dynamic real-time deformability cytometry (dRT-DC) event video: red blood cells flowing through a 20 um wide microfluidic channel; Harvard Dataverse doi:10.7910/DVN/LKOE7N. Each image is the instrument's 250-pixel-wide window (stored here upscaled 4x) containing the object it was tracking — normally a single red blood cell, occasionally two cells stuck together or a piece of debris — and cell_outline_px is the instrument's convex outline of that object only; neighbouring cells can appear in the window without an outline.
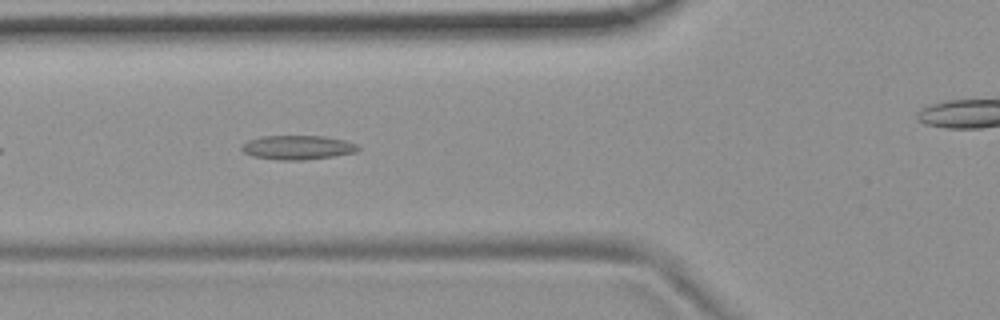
{"species": "common noctule bat (a hibernating species)", "species_latin": "Nyctalus noctula", "temperature_condition": "room temperature", "stored_images_in_passage": 42, "camera_frame_rate_fps": 3000, "um_per_image_px": 0.085, "animal": {"sex": "female", "body_mass_g": 19.9}, "frame": {"image": 1, "passage_image": 7, "time_ms": 2.0, "image_size_px": [1000, 320], "cell_outline_px": [[360, 148], [356, 152], [332, 156], [304, 160], [280, 160], [252, 156], [244, 152], [240, 148], [248, 140], [264, 136], [320, 136], [344, 140], [356, 144]], "centroid_in_image_um": [25.28, 12.53], "position_along_channel_um": 100.5, "area_um2": 16.18}}
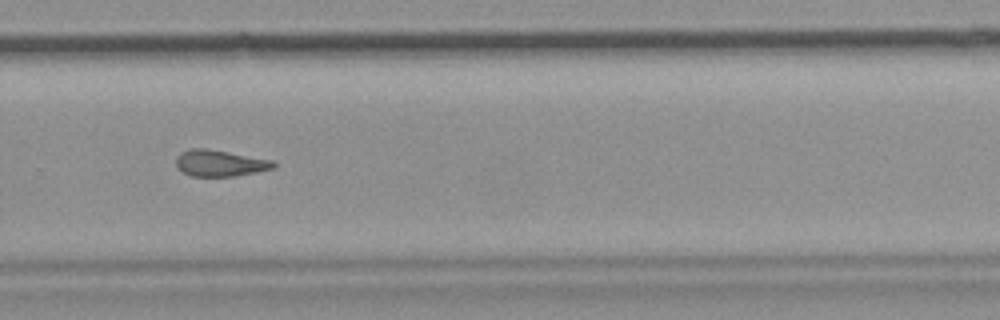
{"frame": {"image": 2, "passage_image": 24, "time_ms": 7.667, "image_size_px": [1000, 320], "cell_outline_px": [[276, 164], [272, 168], [256, 172], [232, 176], [192, 176], [176, 168], [176, 156], [180, 152], [192, 148], [208, 148], [272, 160]], "centroid_in_image_um": [18.64, 13.85], "position_along_channel_um": 311.2, "area_um2": 14.91}, "authors_computed_cell_mechanics": {"area_um2": 15.2881, "velocity_mm_per_s": 3.7225, "shape_relaxation_time_tau1_ms": null, "shape_relaxation_time_tau2_ms": 7.1842, "deformation_change_tau1": null, "deformation_change_tau2": 0.1511}}